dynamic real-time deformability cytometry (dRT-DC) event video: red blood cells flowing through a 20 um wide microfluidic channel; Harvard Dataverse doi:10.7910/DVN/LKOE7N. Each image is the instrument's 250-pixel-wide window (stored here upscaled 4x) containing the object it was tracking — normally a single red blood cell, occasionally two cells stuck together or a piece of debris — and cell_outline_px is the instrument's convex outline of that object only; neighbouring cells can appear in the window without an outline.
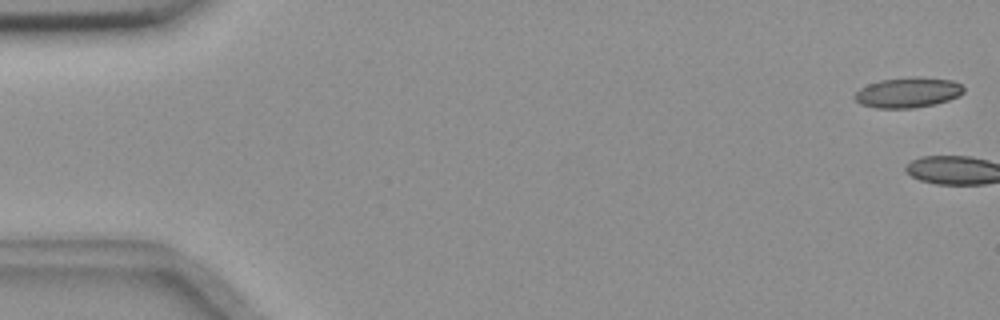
{"species": "common noctule bat (a hibernating species)", "species_latin": "Nyctalus noctula", "temperature_condition": "room temperature", "stored_images_in_passage": 3, "camera_frame_rate_fps": 3000, "um_per_image_px": 0.085, "animal": {"sex": "female", "body_mass_g": 18.4}, "frame": {"image": 1, "passage_image": 1, "time_ms": 0.0, "image_size_px": [1000, 320], "cell_outline_px": [[964, 92], [960, 96], [936, 104], [912, 108], [876, 108], [860, 104], [852, 96], [860, 88], [868, 84], [880, 80], [952, 80], [960, 84], [964, 88]], "centroid_in_image_um": [77.13, 7.93], "position_along_channel_um": 7.9, "area_um2": 18.32}}